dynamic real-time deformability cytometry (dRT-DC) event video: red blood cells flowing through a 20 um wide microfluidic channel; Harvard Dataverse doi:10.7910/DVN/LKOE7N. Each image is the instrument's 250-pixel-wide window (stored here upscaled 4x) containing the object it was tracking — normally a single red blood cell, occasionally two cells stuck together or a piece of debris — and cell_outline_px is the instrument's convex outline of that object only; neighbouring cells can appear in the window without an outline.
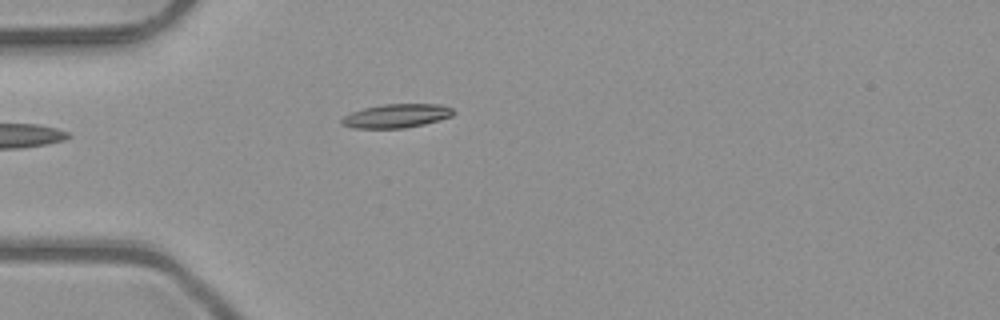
{"species": "common noctule bat (a hibernating species)", "species_latin": "Nyctalus noctula", "temperature_condition": "room temperature", "stored_images_in_passage": 1, "camera_frame_rate_fps": 3000, "um_per_image_px": 0.085, "animal": {"sex": "male", "body_mass_g": 23.1, "forearm_length_mm": 52.7}, "frame": {"image": 1, "passage_image": 1, "time_ms": 0.0, "image_size_px": [1000, 320], "cell_outline_px": [[456, 112], [452, 116], [440, 120], [424, 124], [404, 128], [352, 128], [340, 124], [340, 120], [344, 116], [352, 112], [364, 108], [384, 104], [440, 104], [452, 108]], "centroid_in_image_um": [33.71, 9.85], "position_along_channel_um": 51.3, "area_um2": 15.55}}